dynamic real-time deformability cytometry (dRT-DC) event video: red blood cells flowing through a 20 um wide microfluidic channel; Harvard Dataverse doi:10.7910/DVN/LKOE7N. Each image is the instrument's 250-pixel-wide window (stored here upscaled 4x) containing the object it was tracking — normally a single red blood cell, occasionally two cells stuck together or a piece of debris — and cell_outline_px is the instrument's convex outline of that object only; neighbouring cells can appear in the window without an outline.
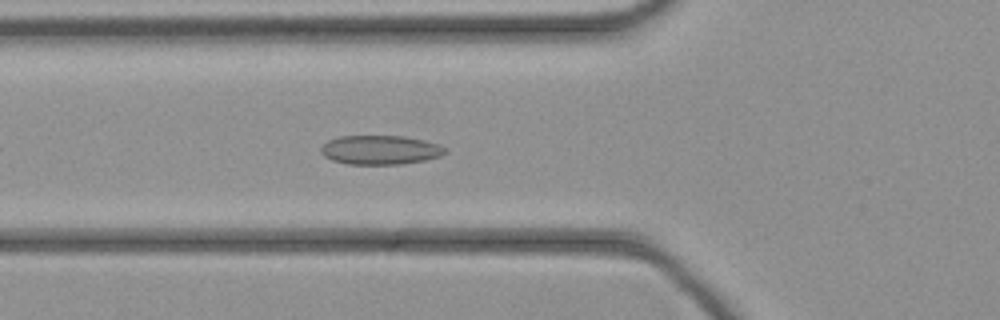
{"species": "common noctule bat (a hibernating species)", "species_latin": "Nyctalus noctula", "temperature_condition": "cold", "stored_images_in_passage": 32, "camera_frame_rate_fps": 3000, "um_per_image_px": 0.085, "animal": {"sex": "female", "body_mass_g": 21.9}, "frame": {"image": 1, "passage_image": 3, "time_ms": 0.667, "image_size_px": [1000, 320], "cell_outline_px": [[448, 152], [440, 156], [424, 160], [400, 164], [348, 164], [332, 160], [324, 156], [320, 152], [320, 148], [328, 140], [340, 136], [404, 136], [424, 140], [440, 144], [448, 148]], "centroid_in_image_um": [32.35, 12.74], "position_along_channel_um": 93.5, "area_um2": 21.21}}
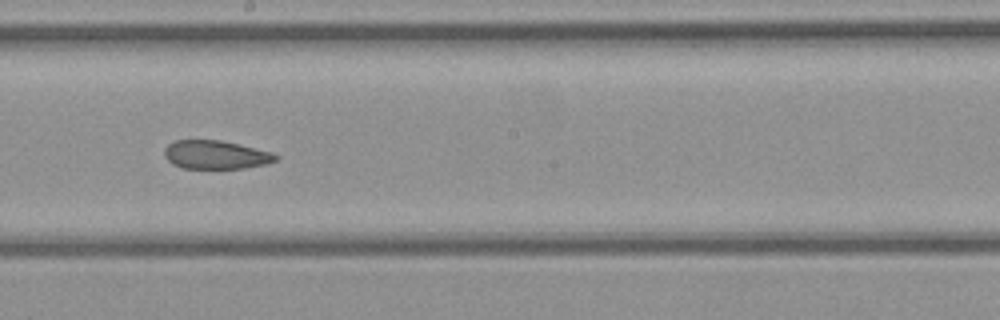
{"frame": {"image": 2, "passage_image": 12, "time_ms": 3.667, "image_size_px": [1000, 320], "cell_outline_px": [[280, 156], [276, 160], [264, 164], [244, 168], [180, 168], [172, 164], [164, 156], [164, 148], [168, 144], [176, 140], [220, 140], [272, 152]], "centroid_in_image_um": [18.3, 13.15], "position_along_channel_um": 229.9, "area_um2": 18.44}}
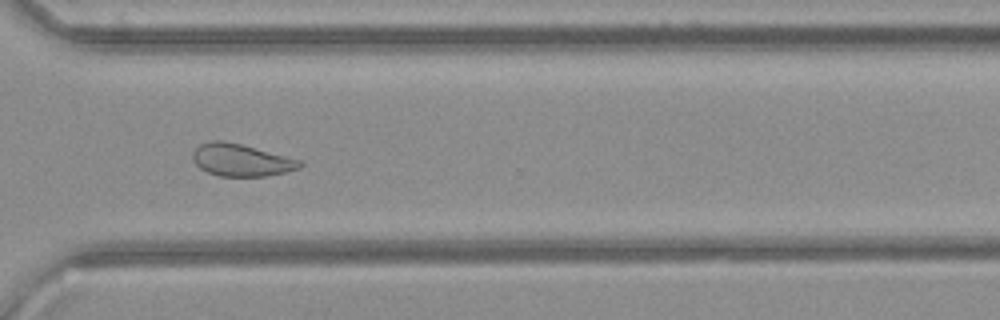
{"frame": {"image": 3, "passage_image": 20, "time_ms": 6.333, "image_size_px": [1000, 320], "cell_outline_px": [[304, 164], [300, 168], [284, 172], [264, 176], [220, 176], [208, 172], [200, 168], [192, 160], [192, 152], [200, 144], [208, 140], [224, 140], [304, 160]], "centroid_in_image_um": [20.51, 13.59], "position_along_channel_um": 350.1, "area_um2": 20.29}}